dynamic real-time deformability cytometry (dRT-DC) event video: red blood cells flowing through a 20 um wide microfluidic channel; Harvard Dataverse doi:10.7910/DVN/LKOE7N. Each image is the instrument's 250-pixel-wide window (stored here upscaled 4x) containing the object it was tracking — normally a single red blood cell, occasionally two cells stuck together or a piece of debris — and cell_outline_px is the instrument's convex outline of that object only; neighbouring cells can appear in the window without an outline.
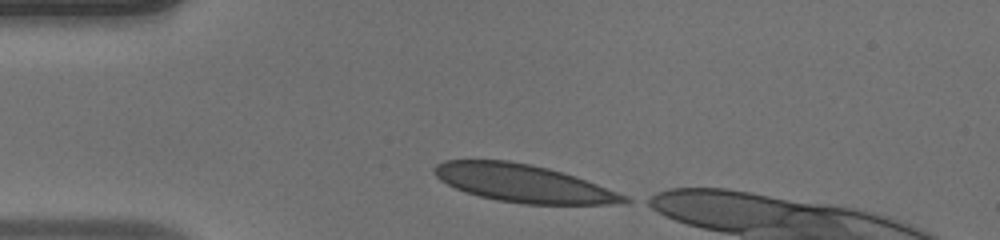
{"species": "human", "species_latin": "Homo sapiens", "temperature_condition": "warm", "stored_images_in_passage": 32, "camera_frame_rate_fps": 3000, "um_per_image_px": 0.085, "donor": {"sex": "male"}, "frame": {"image": 1, "passage_image": 1, "time_ms": 0.0, "image_size_px": [1000, 240], "cell_outline_px": [[632, 200], [608, 204], [524, 204], [496, 200], [464, 192], [440, 180], [432, 172], [432, 168], [436, 164], [444, 160], [508, 160], [548, 168], [576, 176], [628, 196]], "centroid_in_image_um": [44.43, 15.57], "position_along_channel_um": 40.6, "area_um2": 41.5}}
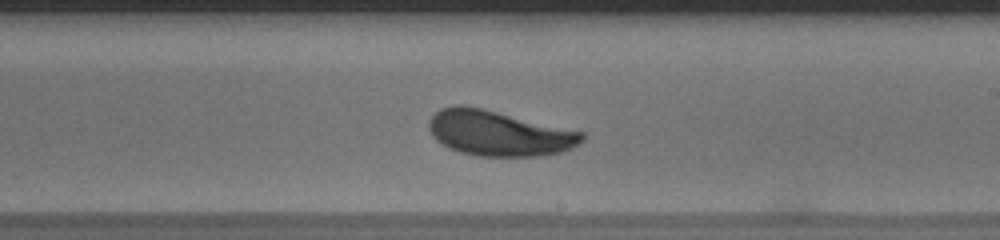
{"frame": {"image": 2, "passage_image": 18, "time_ms": 5.667, "image_size_px": [1000, 240], "cell_outline_px": [[584, 140], [580, 144], [572, 148], [560, 152], [540, 156], [480, 156], [460, 152], [436, 140], [432, 136], [428, 128], [428, 120], [440, 108], [456, 104], [464, 104], [484, 108], [584, 132]], "centroid_in_image_um": [42.4, 11.3], "position_along_channel_um": 246.6, "area_um2": 40.63}}
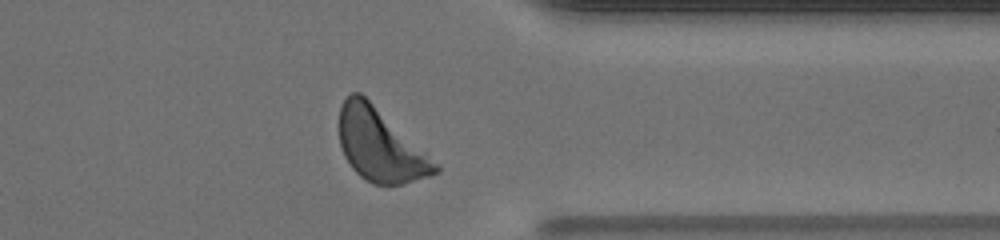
{"frame": {"image": 3, "passage_image": 28, "time_ms": 9.0, "image_size_px": [1000, 240], "cell_outline_px": [[440, 172], [404, 184], [372, 184], [364, 180], [352, 168], [344, 156], [340, 144], [340, 104], [352, 92], [360, 92], [440, 164]], "centroid_in_image_um": [32.33, 12.37], "position_along_channel_um": 379.1, "area_um2": 40.34}}